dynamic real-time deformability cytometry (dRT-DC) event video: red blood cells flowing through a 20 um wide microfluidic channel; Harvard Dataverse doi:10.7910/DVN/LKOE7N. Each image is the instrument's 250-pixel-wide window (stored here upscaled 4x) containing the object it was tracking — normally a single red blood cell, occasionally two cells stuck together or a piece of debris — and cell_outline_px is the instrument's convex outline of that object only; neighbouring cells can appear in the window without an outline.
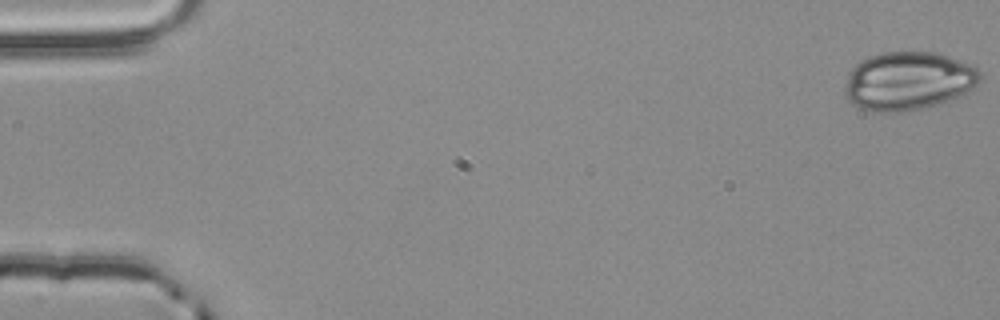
{"species": "common noctule bat (a hibernating species)", "species_latin": "Nyctalus noctula", "temperature_condition": "room temperature", "stored_images_in_passage": 6, "camera_frame_rate_fps": 3000, "um_per_image_px": 0.085, "animal": {"sex": "male", "body_mass_g": 20.4}, "frame": {"image": 1, "passage_image": 1, "time_ms": 0.0, "image_size_px": [1000, 320], "cell_outline_px": [[980, 80], [968, 92], [940, 104], [924, 108], [904, 112], [880, 112], [860, 108], [852, 104], [848, 100], [844, 92], [844, 88], [848, 72], [860, 60], [884, 52], [932, 52], [948, 56], [972, 64], [980, 72]], "centroid_in_image_um": [77.19, 6.89], "position_along_channel_um": 7.8, "area_um2": 46.24}}
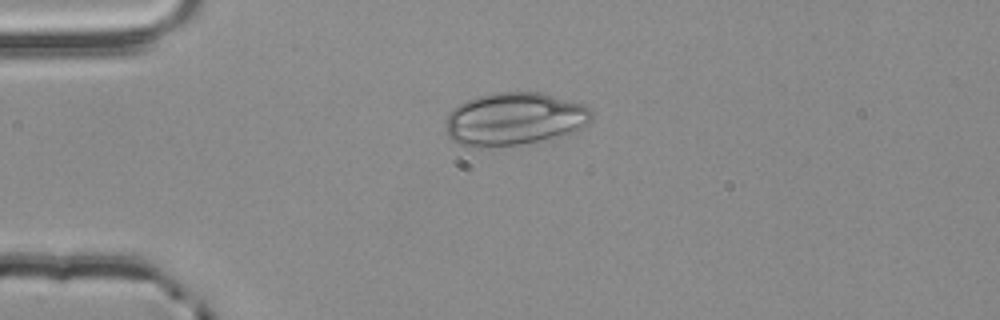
{"frame": {"image": 2, "passage_image": 4, "time_ms": 1.0, "image_size_px": [1000, 320], "cell_outline_px": [[592, 120], [584, 128], [576, 132], [552, 140], [488, 148], [468, 148], [452, 140], [448, 136], [444, 124], [448, 112], [452, 108], [476, 96], [496, 92], [540, 92], [584, 104], [592, 108]], "centroid_in_image_um": [43.74, 10.14], "position_along_channel_um": 41.3, "area_um2": 46.24}}
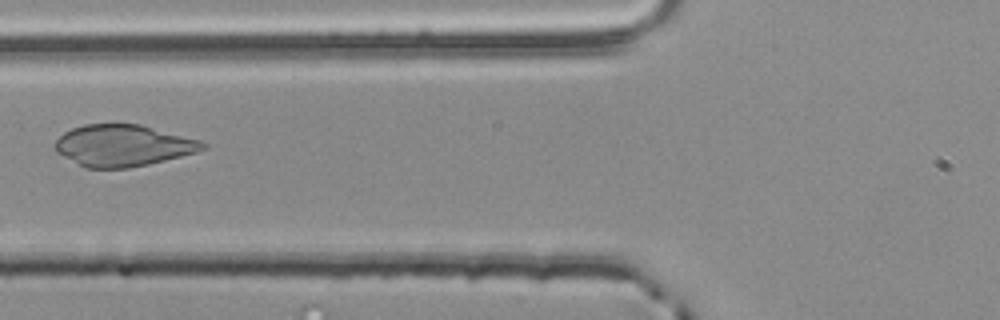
{"frame": {"image": 3, "passage_image": 6, "time_ms": 1.667, "image_size_px": [1000, 320], "cell_outline_px": [[208, 148], [196, 152], [148, 164], [128, 168], [84, 168], [56, 152], [56, 140], [64, 132], [72, 128], [84, 124], [140, 124], [200, 140], [208, 144]], "centroid_in_image_um": [10.46, 12.37], "position_along_channel_um": 115.3, "area_um2": 35.66}}